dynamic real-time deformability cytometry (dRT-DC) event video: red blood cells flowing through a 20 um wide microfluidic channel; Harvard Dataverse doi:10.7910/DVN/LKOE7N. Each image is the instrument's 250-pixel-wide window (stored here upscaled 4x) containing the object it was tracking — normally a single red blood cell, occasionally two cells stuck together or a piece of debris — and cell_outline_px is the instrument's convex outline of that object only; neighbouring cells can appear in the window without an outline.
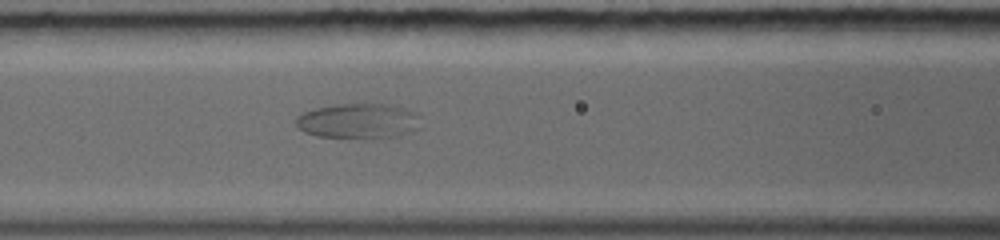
{"species": "common noctule bat (a hibernating species)", "species_latin": "Nyctalus noctula", "temperature_condition": "warm", "stored_images_in_passage": 42, "camera_frame_rate_fps": 5000, "um_per_image_px": 0.085, "animal": {"sex": "female", "body_mass_g": 19.0, "forearm_length_mm": 56.7}, "frame": {"image": 1, "passage_image": 14, "time_ms": 5.2, "image_size_px": [1000, 240], "cell_outline_px": [[420, 128], [396, 136], [368, 140], [360, 140], [316, 136], [304, 132], [296, 124], [296, 116], [312, 108], [336, 104], [388, 104], [404, 108], [416, 112], [420, 116]], "centroid_in_image_um": [30.46, 10.31], "position_along_channel_um": 136.1, "area_um2": 26.3}}
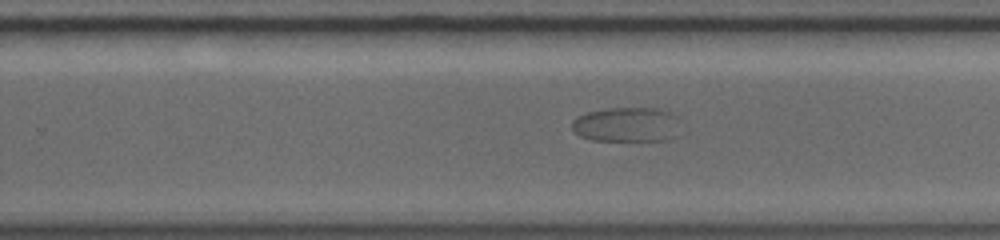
{"frame": {"image": 2, "passage_image": 23, "time_ms": 8.8, "image_size_px": [1000, 240], "cell_outline_px": [[680, 136], [668, 140], [592, 140], [580, 136], [572, 128], [572, 120], [576, 116], [588, 112], [608, 108], [660, 108], [672, 112], [680, 116]], "centroid_in_image_um": [53.38, 10.58], "position_along_channel_um": 276.4, "area_um2": 22.54}}
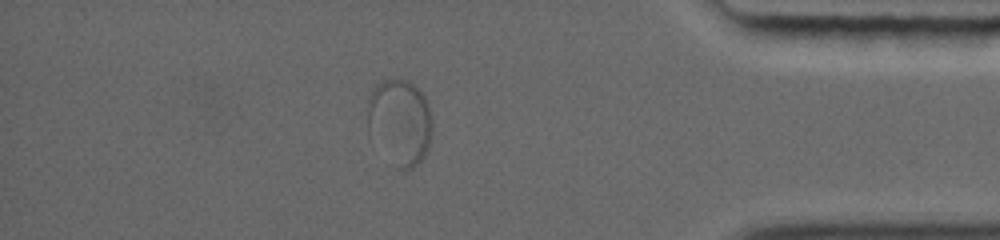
{"frame": {"image": 3, "passage_image": 33, "time_ms": 12.8, "image_size_px": [1000, 240], "cell_outline_px": [[432, 128], [428, 148], [424, 156], [412, 168], [396, 168], [368, 132], [368, 100], [376, 84], [380, 80], [408, 80], [424, 96], [428, 104], [432, 120]], "centroid_in_image_um": [33.99, 10.36], "position_along_channel_um": 401.2, "area_um2": 32.02}}